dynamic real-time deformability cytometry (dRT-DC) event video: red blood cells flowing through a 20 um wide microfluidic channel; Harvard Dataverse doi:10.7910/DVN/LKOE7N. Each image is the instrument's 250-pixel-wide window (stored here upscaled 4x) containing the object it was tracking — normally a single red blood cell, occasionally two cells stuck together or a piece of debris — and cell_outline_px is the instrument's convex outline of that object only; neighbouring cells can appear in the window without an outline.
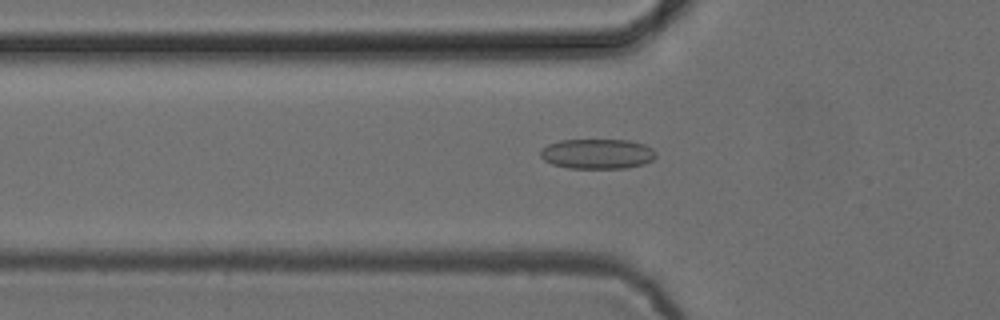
{"species": "common noctule bat (a hibernating species)", "species_latin": "Nyctalus noctula", "temperature_condition": "cold", "stored_images_in_passage": 53, "camera_frame_rate_fps": 3000, "um_per_image_px": 0.085, "animal": {"sex": "female", "body_mass_g": 24.6, "forearm_length_mm": 56.2}, "frame": {"image": 1, "passage_image": 18, "time_ms": 5.667, "image_size_px": [1000, 320], "cell_outline_px": [[656, 156], [652, 160], [644, 164], [624, 168], [568, 168], [552, 164], [544, 160], [540, 156], [540, 148], [548, 144], [560, 140], [628, 140], [644, 144], [652, 148], [656, 152]], "centroid_in_image_um": [50.75, 13.07], "position_along_channel_um": 75.0, "area_um2": 20.29}}
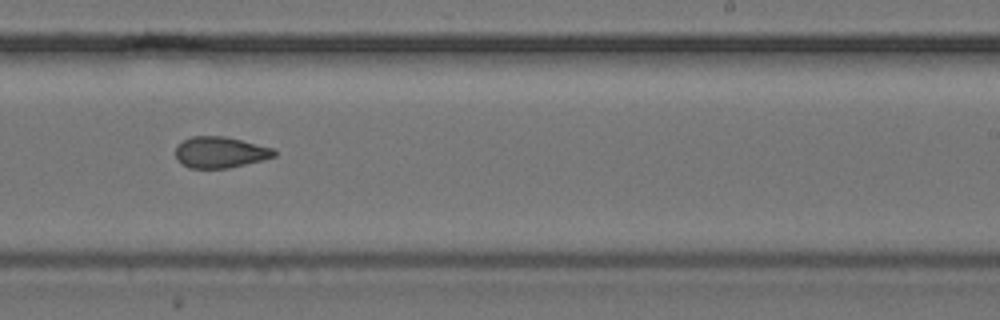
{"frame": {"image": 2, "passage_image": 33, "time_ms": 10.667, "image_size_px": [1000, 320], "cell_outline_px": [[276, 156], [228, 168], [188, 168], [180, 164], [176, 160], [176, 148], [184, 140], [192, 136], [224, 136], [276, 148]], "centroid_in_image_um": [18.71, 12.94], "position_along_channel_um": 270.3, "area_um2": 17.92}}
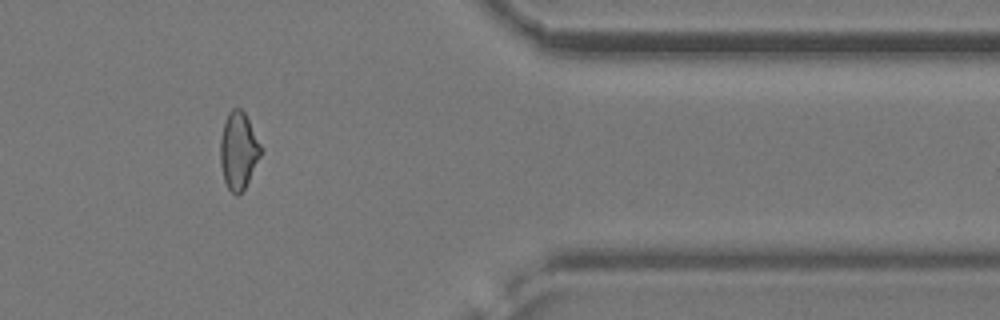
{"frame": {"image": 3, "passage_image": 44, "time_ms": 14.333, "image_size_px": [1000, 320], "cell_outline_px": [[260, 156], [244, 188], [236, 196], [228, 188], [224, 180], [220, 164], [220, 140], [224, 124], [228, 112], [232, 108], [240, 108], [244, 112], [260, 144]], "centroid_in_image_um": [20.24, 12.79], "position_along_channel_um": 391.2, "area_um2": 17.74}, "authors_computed_cell_mechanics": {"area_um2": 18.4382, "velocity_mm_per_s": 3.8948, "shape_relaxation_time_tau1_ms": 8.8379, "shape_relaxation_time_tau2_ms": 3.4456, "deformation_change_tau1": 0.1249, "deformation_change_tau2": 0.1073}}